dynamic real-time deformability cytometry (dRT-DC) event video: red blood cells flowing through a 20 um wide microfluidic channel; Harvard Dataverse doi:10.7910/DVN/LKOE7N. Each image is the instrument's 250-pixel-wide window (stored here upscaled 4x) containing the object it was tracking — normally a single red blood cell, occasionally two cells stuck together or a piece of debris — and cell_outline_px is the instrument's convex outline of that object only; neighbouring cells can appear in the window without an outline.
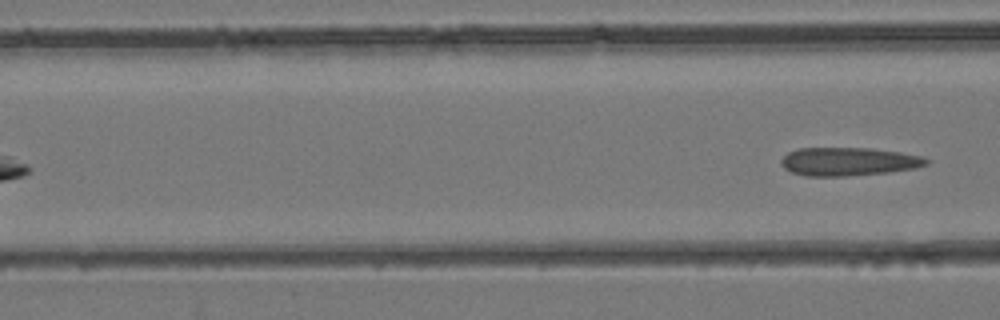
{"species": "common noctule bat (a hibernating species)", "species_latin": "Nyctalus noctula", "temperature_condition": "room temperature", "stored_images_in_passage": 4, "segment_of_instrument_passage": [2, 2], "camera_frame_rate_fps": 3000, "um_per_image_px": 0.085, "animal": {"sex": "female", "body_mass_g": 24.6, "forearm_length_mm": 56.2}, "frame": {"image": 1, "passage_image": 4, "time_ms": 1.0, "image_size_px": [1000, 320], "cell_outline_px": [[932, 160], [928, 164], [916, 168], [888, 172], [848, 176], [808, 176], [792, 172], [784, 168], [780, 164], [780, 160], [788, 152], [800, 148], [872, 148], [900, 152], [924, 156]], "centroid_in_image_um": [72.17, 13.73], "position_along_channel_um": 94.4, "area_um2": 24.16}}